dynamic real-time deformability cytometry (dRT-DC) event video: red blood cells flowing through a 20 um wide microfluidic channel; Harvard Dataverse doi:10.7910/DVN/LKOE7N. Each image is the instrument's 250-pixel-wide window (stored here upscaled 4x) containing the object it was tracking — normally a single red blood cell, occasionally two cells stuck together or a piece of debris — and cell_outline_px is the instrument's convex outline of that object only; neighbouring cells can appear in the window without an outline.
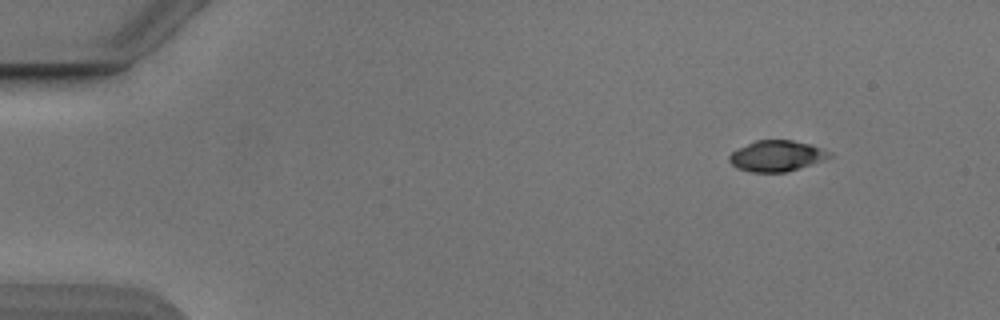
{"species": "Egyptian fruit bat (a non-hibernating species)", "species_latin": "Rousettus aegyptiacus", "temperature_condition": "cold", "stored_images_in_passage": 49, "camera_frame_rate_fps": 3000, "um_per_image_px": 0.085, "animal": {"sex": "male"}, "frame": {"image": 1, "passage_image": 1, "time_ms": 0.0, "image_size_px": [1000, 320], "cell_outline_px": [[832, 156], [784, 172], [752, 172], [740, 168], [732, 164], [728, 160], [728, 156], [732, 152], [756, 140], [792, 140], [812, 144], [832, 152]], "centroid_in_image_um": [66.01, 13.23], "position_along_channel_um": 19.0, "area_um2": 17.57}}
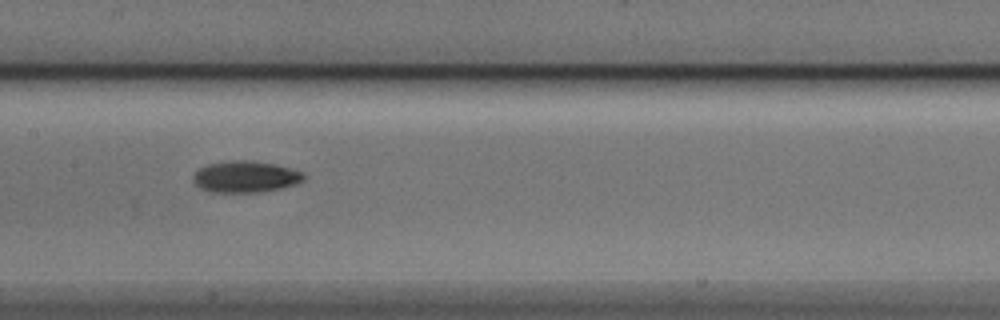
{"frame": {"image": 2, "passage_image": 22, "time_ms": 7.0, "image_size_px": [1000, 320], "cell_outline_px": [[308, 176], [304, 180], [296, 184], [280, 188], [260, 192], [208, 192], [200, 188], [192, 180], [192, 176], [200, 168], [208, 164], [232, 160], [252, 160], [272, 164], [304, 172]], "centroid_in_image_um": [20.87, 15.03], "position_along_channel_um": 186.5, "area_um2": 20.35}}
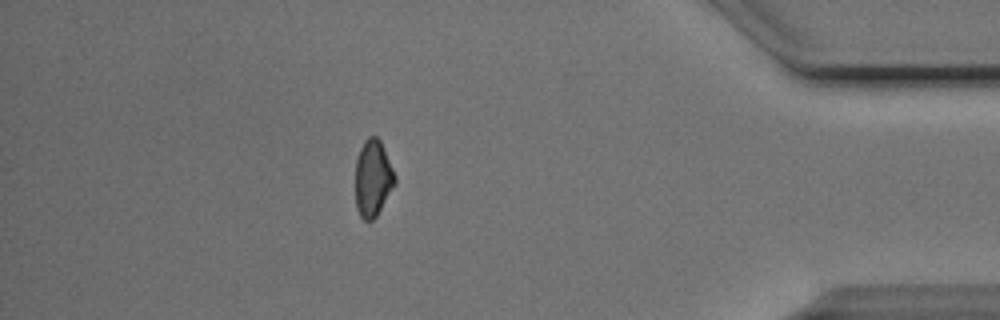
{"frame": {"image": 3, "passage_image": 42, "time_ms": 13.667, "image_size_px": [1000, 320], "cell_outline_px": [[396, 184], [376, 216], [372, 220], [364, 220], [360, 216], [356, 208], [356, 160], [360, 148], [364, 140], [368, 136], [376, 136], [380, 140], [396, 176]], "centroid_in_image_um": [31.7, 15.15], "position_along_channel_um": 403.5, "area_um2": 17.63}}